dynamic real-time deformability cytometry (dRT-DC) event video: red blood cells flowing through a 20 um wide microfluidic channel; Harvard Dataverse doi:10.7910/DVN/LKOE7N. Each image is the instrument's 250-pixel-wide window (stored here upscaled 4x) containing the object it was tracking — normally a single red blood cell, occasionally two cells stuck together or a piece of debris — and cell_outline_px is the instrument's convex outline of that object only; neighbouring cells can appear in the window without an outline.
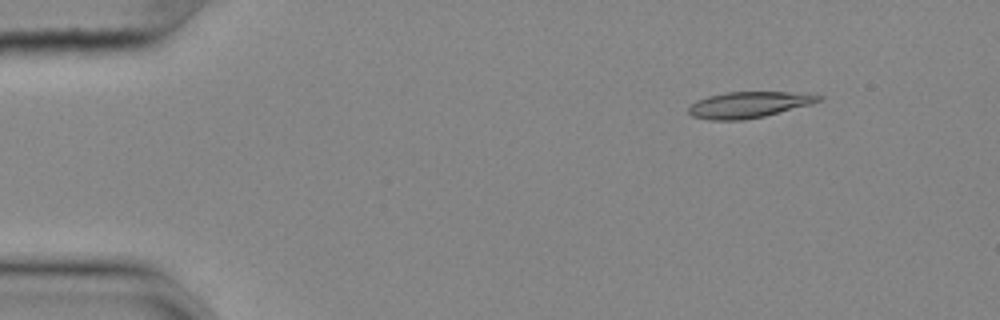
{"species": "common noctule bat (a hibernating species)", "species_latin": "Nyctalus noctula", "temperature_condition": "cold", "stored_images_in_passage": 54, "camera_frame_rate_fps": 3000, "um_per_image_px": 0.085, "animal": {"sex": "female", "body_mass_g": 25.1}, "frame": {"image": 1, "passage_image": 6, "time_ms": 1.667, "image_size_px": [1000, 320], "cell_outline_px": [[824, 96], [820, 100], [812, 104], [764, 116], [744, 120], [708, 120], [692, 116], [688, 112], [688, 108], [696, 100], [708, 96], [728, 92], [788, 92]], "centroid_in_image_um": [63.6, 8.91], "position_along_channel_um": 21.4, "area_um2": 19.65}}
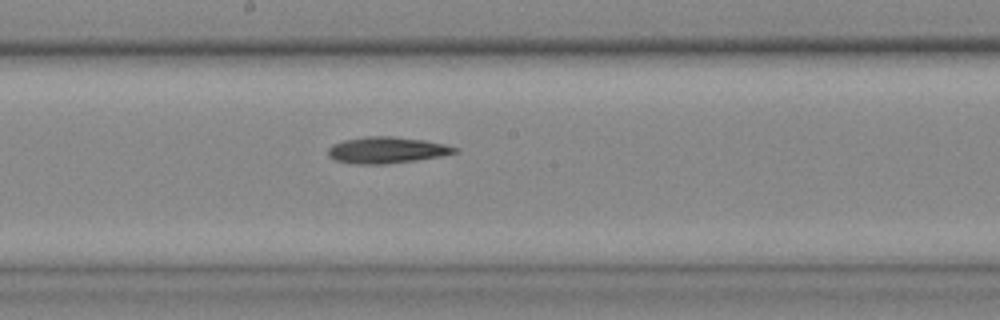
{"frame": {"image": 2, "passage_image": 29, "time_ms": 9.333, "image_size_px": [1000, 320], "cell_outline_px": [[460, 152], [440, 156], [416, 160], [384, 164], [356, 164], [336, 160], [328, 156], [328, 148], [332, 144], [344, 140], [368, 136], [392, 136], [424, 140], [444, 144], [456, 148]], "centroid_in_image_um": [32.86, 12.75], "position_along_channel_um": 215.3, "area_um2": 19.36}}
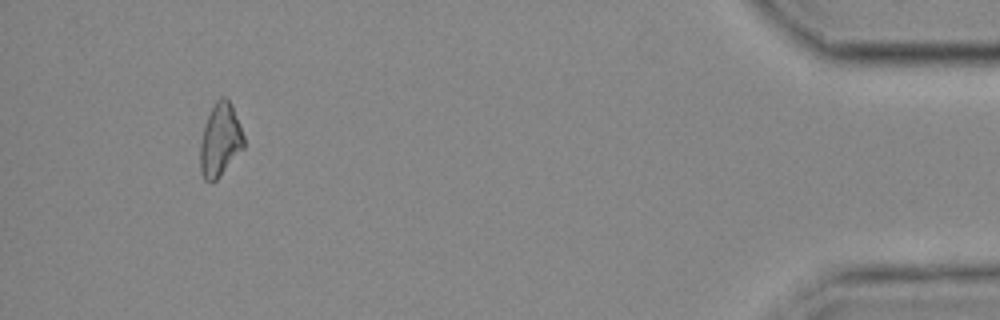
{"frame": {"image": 3, "passage_image": 51, "time_ms": 16.667, "image_size_px": [1000, 320], "cell_outline_px": [[244, 148], [216, 180], [212, 184], [204, 180], [200, 172], [200, 144], [204, 124], [216, 100], [220, 96], [224, 96], [232, 104], [240, 124], [244, 136]], "centroid_in_image_um": [18.71, 11.91], "position_along_channel_um": 416.5, "area_um2": 18.73}}